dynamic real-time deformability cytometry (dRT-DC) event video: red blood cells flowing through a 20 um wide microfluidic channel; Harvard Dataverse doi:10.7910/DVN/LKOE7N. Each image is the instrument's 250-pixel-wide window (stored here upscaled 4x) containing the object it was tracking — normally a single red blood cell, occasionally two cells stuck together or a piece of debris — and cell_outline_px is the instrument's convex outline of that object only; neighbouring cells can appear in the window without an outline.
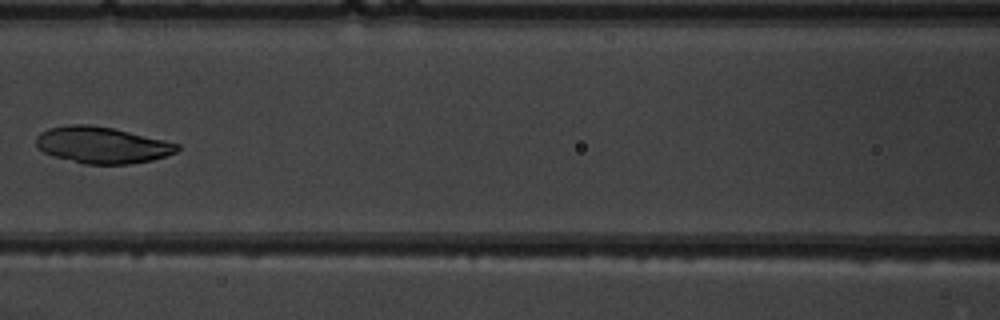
{"species": "common noctule bat (a hibernating species)", "species_latin": "Nyctalus noctula", "temperature_condition": "warm", "stored_images_in_passage": 7, "camera_frame_rate_fps": 3000, "um_per_image_px": 0.085, "animal": {"sex": "male", "body_mass_g": 19.5, "forearm_length_mm": 54.6}, "frame": {"image": 1, "passage_image": 6, "time_ms": 6.0, "image_size_px": [1000, 320], "cell_outline_px": [[180, 148], [176, 152], [152, 160], [128, 164], [84, 164], [56, 156], [44, 152], [36, 148], [36, 136], [40, 132], [48, 128], [72, 124], [88, 124], [112, 128], [164, 140], [180, 144]], "centroid_in_image_um": [8.65, 12.32], "position_along_channel_um": 157.9, "area_um2": 29.82}}
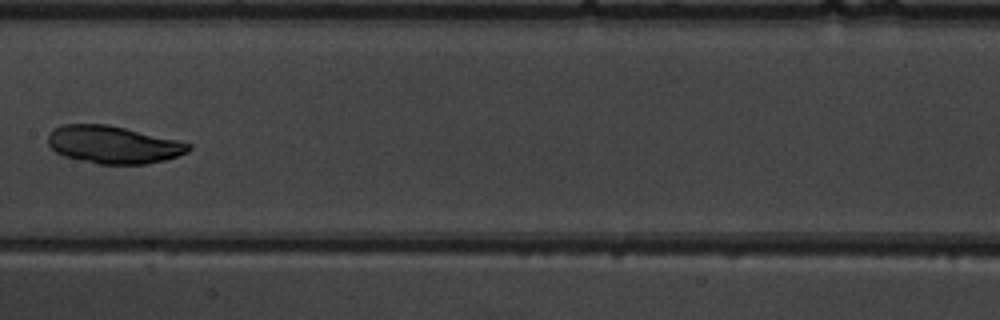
{"frame": {"image": 2, "passage_image": 7, "time_ms": 7.0, "image_size_px": [1000, 320], "cell_outline_px": [[192, 148], [188, 152], [164, 160], [144, 164], [100, 164], [80, 160], [64, 156], [56, 152], [48, 144], [48, 132], [64, 124], [108, 124], [176, 140], [192, 144]], "centroid_in_image_um": [9.61, 12.29], "position_along_channel_um": 197.8, "area_um2": 30.58}}